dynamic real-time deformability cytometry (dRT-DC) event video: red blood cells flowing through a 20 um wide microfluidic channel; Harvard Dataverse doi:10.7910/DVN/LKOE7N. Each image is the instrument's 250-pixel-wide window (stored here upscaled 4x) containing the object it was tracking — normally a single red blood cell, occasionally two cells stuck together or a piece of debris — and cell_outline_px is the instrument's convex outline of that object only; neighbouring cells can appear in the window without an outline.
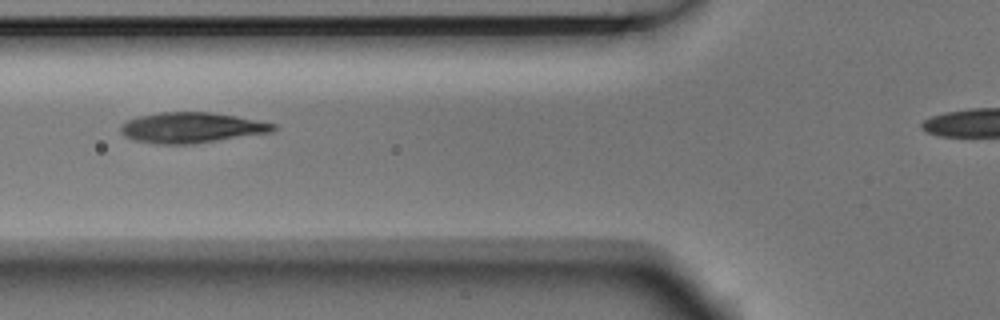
{"species": "Egyptian fruit bat (a non-hibernating species)", "species_latin": "Rousettus aegyptiacus", "temperature_condition": "room temperature", "stored_images_in_passage": 5, "camera_frame_rate_fps": 3000, "um_per_image_px": 0.085, "animal": {"sex": "male"}, "frame": {"image": 1, "passage_image": 3, "time_ms": 0.667, "image_size_px": [1000, 320], "cell_outline_px": [[276, 128], [272, 132], [192, 144], [156, 144], [132, 140], [124, 136], [120, 132], [120, 124], [128, 120], [140, 116], [160, 112], [212, 112], [236, 116], [276, 124]], "centroid_in_image_um": [16.24, 10.85], "position_along_channel_um": 109.6, "area_um2": 27.17}}
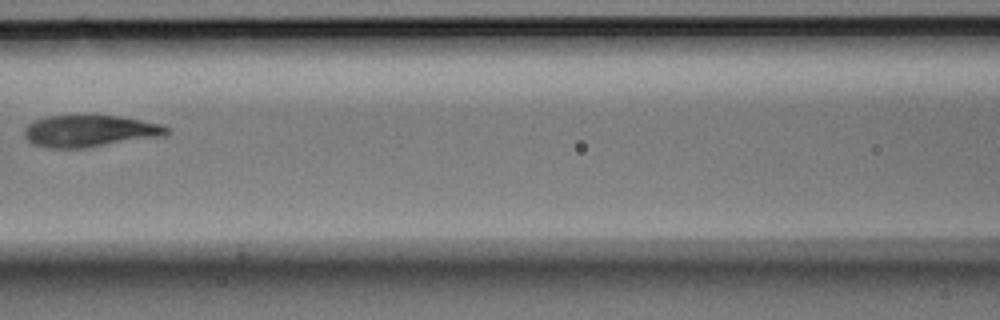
{"frame": {"image": 2, "passage_image": 4, "time_ms": 1.0, "image_size_px": [1000, 320], "cell_outline_px": [[172, 128], [164, 136], [84, 148], [48, 148], [32, 144], [24, 136], [24, 128], [28, 124], [36, 120], [48, 116], [116, 116], [140, 120], [160, 124]], "centroid_in_image_um": [7.62, 11.15], "position_along_channel_um": 159.0, "area_um2": 26.24}}
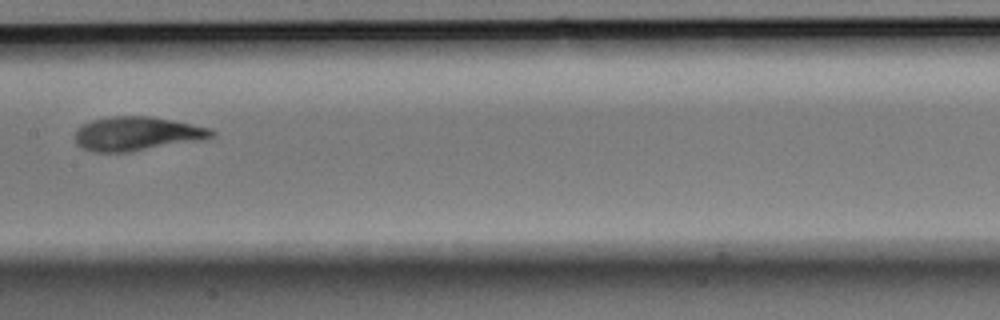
{"frame": {"image": 3, "passage_image": 5, "time_ms": 1.333, "image_size_px": [1000, 320], "cell_outline_px": [[216, 132], [212, 136], [200, 140], [128, 152], [92, 152], [76, 144], [76, 128], [92, 120], [112, 116], [152, 116], [212, 128]], "centroid_in_image_um": [11.63, 11.36], "position_along_channel_um": 195.8, "area_um2": 26.88}}